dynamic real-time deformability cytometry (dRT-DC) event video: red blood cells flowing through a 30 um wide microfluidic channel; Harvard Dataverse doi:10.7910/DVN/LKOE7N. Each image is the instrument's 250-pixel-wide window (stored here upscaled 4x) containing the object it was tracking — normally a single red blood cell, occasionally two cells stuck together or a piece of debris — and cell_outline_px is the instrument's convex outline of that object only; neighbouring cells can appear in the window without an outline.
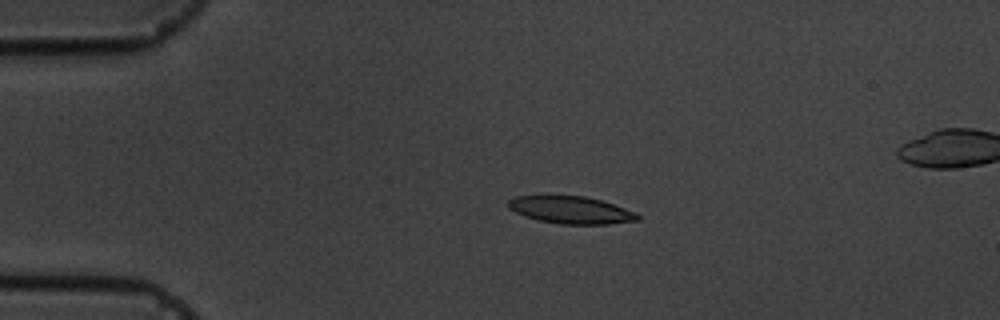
{"species": "common noctule bat (a hibernating species)", "species_latin": "Nyctalus noctula", "temperature_condition": "cold", "stored_images_in_passage": 5, "segment_of_instrument_passage": [1, 2], "camera_frame_rate_fps": 3000, "um_per_image_px": 0.085, "animal": {"sex": "male", "body_mass_g": 19.5, "forearm_length_mm": 54.6}, "frame": {"image": 1, "passage_image": 3, "time_ms": 3.333, "image_size_px": [1000, 320], "cell_outline_px": [[640, 220], [608, 224], [560, 224], [540, 220], [524, 216], [508, 208], [508, 200], [516, 196], [584, 196], [600, 200], [636, 212], [640, 216]], "centroid_in_image_um": [48.54, 17.85], "position_along_channel_um": 36.5, "area_um2": 20.4}}